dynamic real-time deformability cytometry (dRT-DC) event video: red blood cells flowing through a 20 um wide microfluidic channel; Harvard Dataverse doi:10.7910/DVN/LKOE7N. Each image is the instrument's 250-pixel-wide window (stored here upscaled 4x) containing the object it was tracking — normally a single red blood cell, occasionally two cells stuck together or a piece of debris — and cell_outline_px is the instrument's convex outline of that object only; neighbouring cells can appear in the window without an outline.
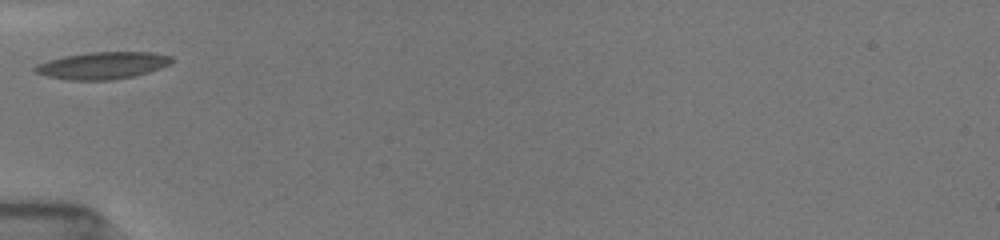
{"species": "common noctule bat (a hibernating species)", "species_latin": "Nyctalus noctula", "temperature_condition": "room temperature", "stored_images_in_passage": 27, "camera_frame_rate_fps": 3000, "um_per_image_px": 0.085, "animal": {"sex": "female", "body_mass_g": 19.5, "forearm_length_mm": 54.1}, "frame": {"image": 1, "passage_image": 1, "time_ms": 0.0, "image_size_px": [1000, 240], "cell_outline_px": [[172, 60], [168, 64], [160, 68], [136, 76], [112, 80], [72, 80], [48, 76], [36, 72], [32, 68], [36, 64], [48, 60], [64, 56], [88, 52], [152, 52], [172, 56]], "centroid_in_image_um": [8.71, 5.56], "position_along_channel_um": 76.3, "area_um2": 21.5}}
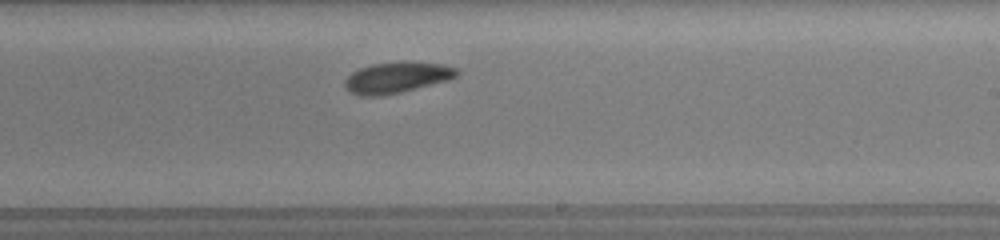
{"frame": {"image": 2, "passage_image": 15, "time_ms": 4.667, "image_size_px": [1000, 240], "cell_outline_px": [[460, 72], [456, 76], [448, 80], [400, 92], [376, 96], [360, 96], [352, 92], [344, 84], [344, 80], [352, 72], [360, 68], [372, 64], [444, 64], [456, 68]], "centroid_in_image_um": [33.71, 6.62], "position_along_channel_um": 255.3, "area_um2": 19.19}}
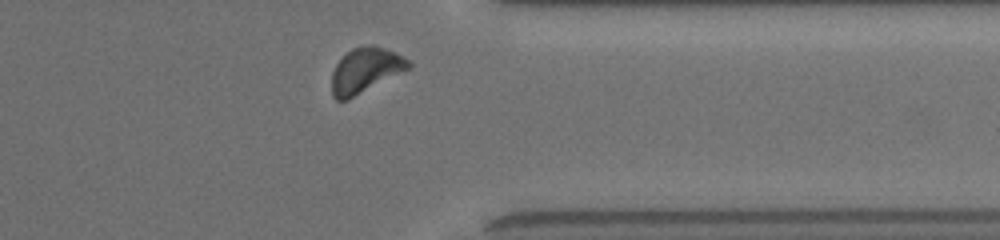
{"frame": {"image": 3, "passage_image": 25, "time_ms": 8.0, "image_size_px": [1000, 240], "cell_outline_px": [[412, 68], [348, 100], [336, 100], [332, 96], [332, 72], [336, 64], [352, 48], [364, 44], [372, 44], [384, 48], [408, 60], [412, 64]], "centroid_in_image_um": [31.06, 5.99], "position_along_channel_um": 380.3, "area_um2": 20.23}, "authors_computed_cell_mechanics": {"area_um2": 20.1144, "velocity_mm_per_s": 3.8464, "shape_relaxation_time_tau1_ms": 2.622, "shape_relaxation_time_tau2_ms": null, "deformation_change_tau1": 0.0779, "deformation_change_tau2": null}}